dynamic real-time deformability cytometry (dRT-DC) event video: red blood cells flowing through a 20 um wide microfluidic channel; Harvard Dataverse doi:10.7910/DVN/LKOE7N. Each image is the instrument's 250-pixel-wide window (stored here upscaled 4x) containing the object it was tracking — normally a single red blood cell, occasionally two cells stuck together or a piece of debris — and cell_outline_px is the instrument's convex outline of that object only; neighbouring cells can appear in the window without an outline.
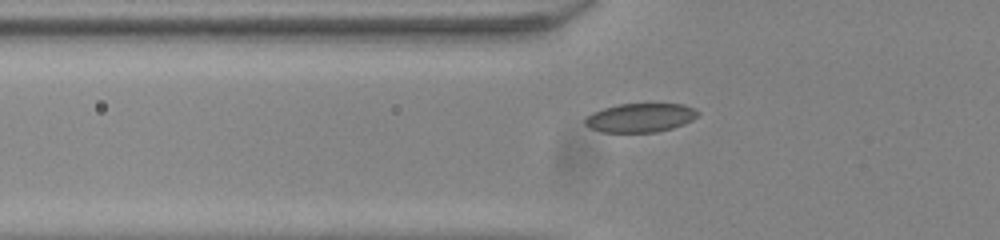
{"species": "common noctule bat (a hibernating species)", "species_latin": "Nyctalus noctula", "temperature_condition": "room temperature", "stored_images_in_passage": 43, "camera_frame_rate_fps": 3000, "um_per_image_px": 0.085, "animal": {"sex": "male", "body_mass_g": 20.0, "forearm_length_mm": 53.3}, "frame": {"image": 1, "passage_image": 12, "time_ms": 3.667, "image_size_px": [1000, 240], "cell_outline_px": [[700, 112], [692, 120], [684, 124], [672, 128], [656, 132], [600, 132], [584, 124], [584, 120], [592, 112], [604, 108], [620, 104], [684, 104]], "centroid_in_image_um": [54.42, 10.01], "position_along_channel_um": 71.4, "area_um2": 18.84}}
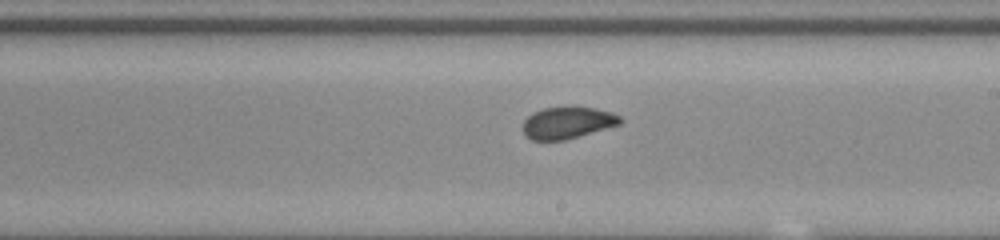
{"frame": {"image": 2, "passage_image": 25, "time_ms": 8.0, "image_size_px": [1000, 240], "cell_outline_px": [[624, 120], [620, 124], [564, 140], [532, 140], [524, 136], [524, 120], [532, 112], [544, 108], [596, 108], [612, 112], [620, 116]], "centroid_in_image_um": [48.23, 10.44], "position_along_channel_um": 240.8, "area_um2": 17.74}}
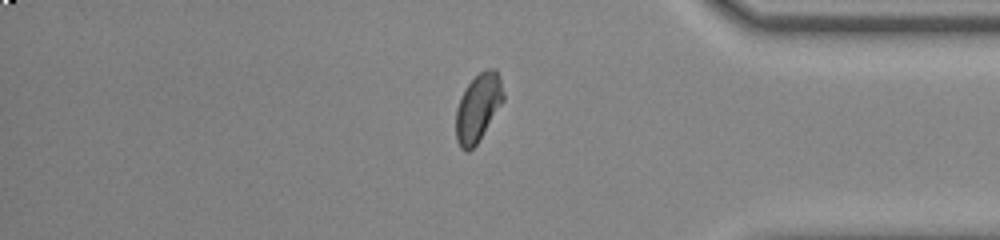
{"frame": {"image": 3, "passage_image": 38, "time_ms": 12.333, "image_size_px": [1000, 240], "cell_outline_px": [[504, 100], [476, 144], [468, 152], [464, 152], [460, 148], [456, 140], [456, 108], [468, 84], [484, 68], [496, 68], [500, 76], [504, 92]], "centroid_in_image_um": [40.64, 9.13], "position_along_channel_um": 394.6, "area_um2": 18.61}}